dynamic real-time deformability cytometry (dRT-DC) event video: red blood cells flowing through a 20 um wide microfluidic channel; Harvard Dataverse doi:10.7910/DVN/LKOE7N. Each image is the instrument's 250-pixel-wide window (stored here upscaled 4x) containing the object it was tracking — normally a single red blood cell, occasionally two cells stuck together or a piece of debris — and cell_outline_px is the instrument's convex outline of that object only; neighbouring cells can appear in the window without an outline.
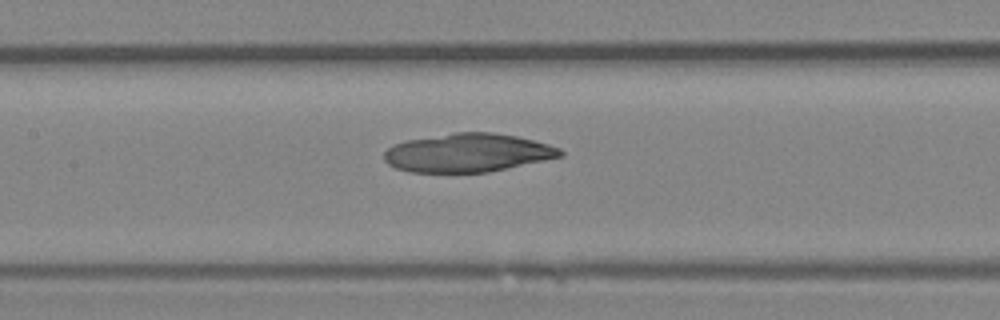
{"species": "Egyptian fruit bat (a non-hibernating species)", "species_latin": "Rousettus aegyptiacus", "temperature_condition": "room temperature", "stored_images_in_passage": 45, "camera_frame_rate_fps": 3000, "um_per_image_px": 0.085, "animal": {"sex": "female"}, "frame": {"image": 1, "passage_image": 21, "time_ms": 6.667, "image_size_px": [1000, 320], "cell_outline_px": [[564, 156], [488, 172], [408, 172], [396, 168], [388, 164], [384, 160], [384, 152], [392, 144], [404, 140], [456, 132], [492, 132], [516, 136], [548, 144], [560, 148], [564, 152]], "centroid_in_image_um": [39.73, 12.98], "position_along_channel_um": 167.7, "area_um2": 39.59}}
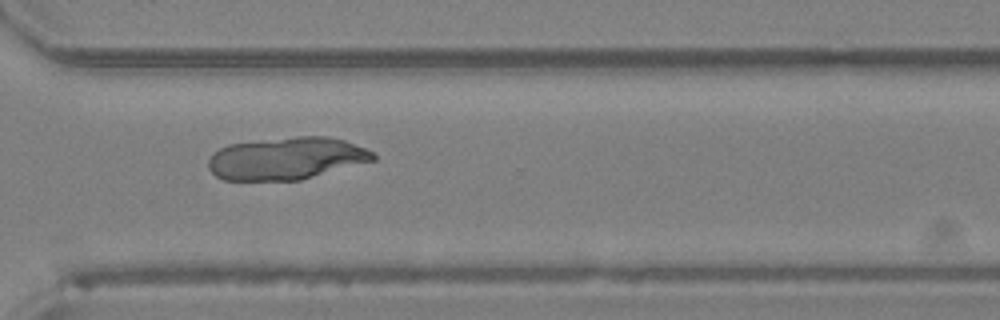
{"frame": {"image": 2, "passage_image": 33, "time_ms": 10.667, "image_size_px": [1000, 320], "cell_outline_px": [[376, 160], [300, 180], [224, 180], [216, 176], [208, 168], [208, 160], [220, 148], [228, 144], [296, 136], [328, 136], [344, 140], [364, 148], [372, 152], [376, 156]], "centroid_in_image_um": [24.36, 13.47], "position_along_channel_um": 346.2, "area_um2": 40.52}}
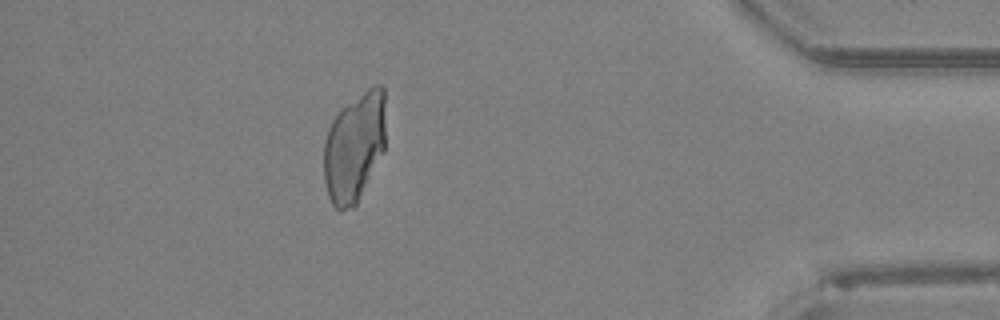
{"frame": {"image": 3, "passage_image": 40, "time_ms": 13.0, "image_size_px": [1000, 320], "cell_outline_px": [[384, 152], [356, 204], [352, 208], [340, 212], [332, 204], [328, 196], [324, 180], [324, 140], [328, 128], [332, 120], [340, 108], [368, 88], [376, 84], [380, 84], [384, 88]], "centroid_in_image_um": [30.1, 12.51], "position_along_channel_um": 405.1, "area_um2": 39.65}}